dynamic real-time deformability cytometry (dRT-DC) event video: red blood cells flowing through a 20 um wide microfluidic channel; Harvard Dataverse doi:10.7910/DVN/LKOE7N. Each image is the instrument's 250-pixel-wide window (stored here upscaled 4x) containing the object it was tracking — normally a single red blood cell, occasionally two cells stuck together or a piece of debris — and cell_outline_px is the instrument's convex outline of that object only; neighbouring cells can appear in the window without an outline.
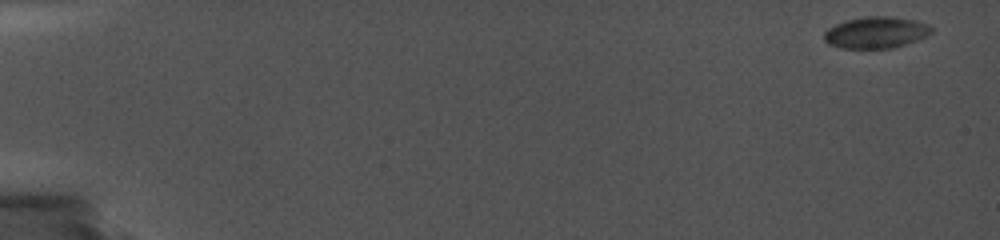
{"species": "common noctule bat (a hibernating species)", "species_latin": "Nyctalus noctula", "temperature_condition": "cold", "stored_images_in_passage": 56, "camera_frame_rate_fps": 5000, "um_per_image_px": 0.085, "animal": {"sex": "female", "body_mass_g": 19.0, "forearm_length_mm": 56.7}, "frame": {"image": 1, "passage_image": 1, "time_ms": 0.0, "image_size_px": [1000, 240], "cell_outline_px": [[932, 32], [928, 36], [892, 48], [840, 48], [828, 44], [824, 40], [824, 32], [828, 28], [844, 20], [868, 16], [892, 16], [916, 20], [928, 24], [932, 28]], "centroid_in_image_um": [74.45, 2.75], "position_along_channel_um": 10.5, "area_um2": 19.83}}
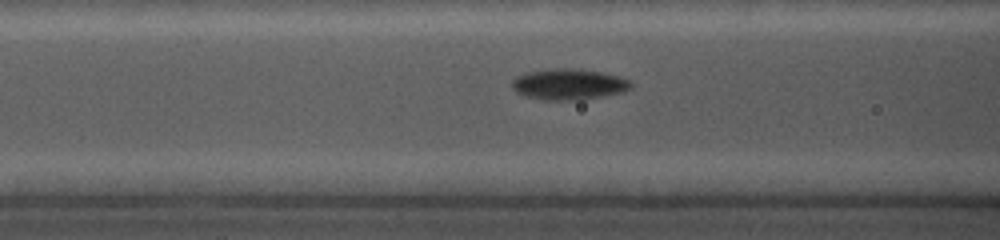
{"frame": {"image": 2, "passage_image": 23, "time_ms": 7.6, "image_size_px": [1000, 240], "cell_outline_px": [[632, 88], [620, 92], [580, 100], [544, 100], [524, 96], [516, 92], [512, 88], [512, 80], [516, 76], [524, 72], [544, 68], [572, 68], [600, 72], [616, 76], [628, 80], [632, 84]], "centroid_in_image_um": [48.25, 7.15], "position_along_channel_um": 118.4, "area_um2": 21.5}}
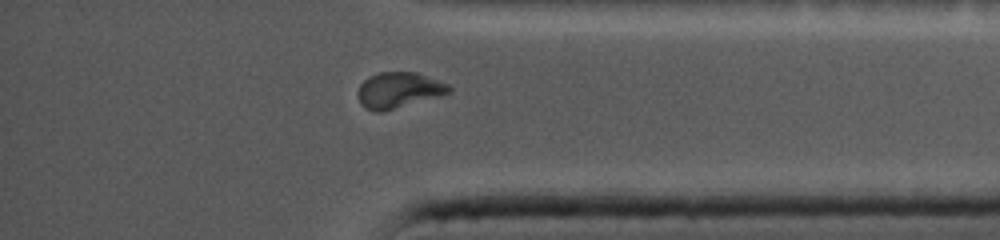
{"frame": {"image": 3, "passage_image": 50, "time_ms": 15.2, "image_size_px": [1000, 240], "cell_outline_px": [[452, 92], [380, 112], [376, 112], [364, 108], [360, 104], [360, 84], [368, 76], [380, 72], [416, 72], [448, 84], [452, 88]], "centroid_in_image_um": [33.89, 7.65], "position_along_channel_um": 401.3, "area_um2": 18.61}}